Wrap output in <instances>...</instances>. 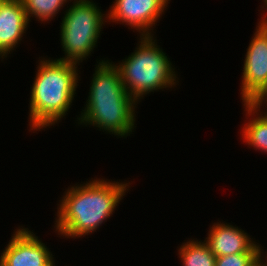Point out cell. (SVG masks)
Returning <instances> with one entry per match:
<instances>
[{"instance_id": "1", "label": "cell", "mask_w": 267, "mask_h": 266, "mask_svg": "<svg viewBox=\"0 0 267 266\" xmlns=\"http://www.w3.org/2000/svg\"><path fill=\"white\" fill-rule=\"evenodd\" d=\"M129 183L94 179L68 188L58 205L56 230L65 238L93 233L122 200Z\"/></svg>"}, {"instance_id": "2", "label": "cell", "mask_w": 267, "mask_h": 266, "mask_svg": "<svg viewBox=\"0 0 267 266\" xmlns=\"http://www.w3.org/2000/svg\"><path fill=\"white\" fill-rule=\"evenodd\" d=\"M42 59L30 92L29 125L33 131L55 125L67 114L79 83L77 64Z\"/></svg>"}, {"instance_id": "3", "label": "cell", "mask_w": 267, "mask_h": 266, "mask_svg": "<svg viewBox=\"0 0 267 266\" xmlns=\"http://www.w3.org/2000/svg\"><path fill=\"white\" fill-rule=\"evenodd\" d=\"M140 43L129 57L115 66L126 91L137 102L143 95L176 86L175 68L153 36H140Z\"/></svg>"}, {"instance_id": "4", "label": "cell", "mask_w": 267, "mask_h": 266, "mask_svg": "<svg viewBox=\"0 0 267 266\" xmlns=\"http://www.w3.org/2000/svg\"><path fill=\"white\" fill-rule=\"evenodd\" d=\"M101 11L92 0L74 1L73 5L65 11L66 14L60 25V37L66 56L58 60L79 65L91 55L90 53L97 46L104 22H107L105 20L108 16Z\"/></svg>"}, {"instance_id": "5", "label": "cell", "mask_w": 267, "mask_h": 266, "mask_svg": "<svg viewBox=\"0 0 267 266\" xmlns=\"http://www.w3.org/2000/svg\"><path fill=\"white\" fill-rule=\"evenodd\" d=\"M267 14L261 17L245 55L241 99L252 103L267 87Z\"/></svg>"}, {"instance_id": "6", "label": "cell", "mask_w": 267, "mask_h": 266, "mask_svg": "<svg viewBox=\"0 0 267 266\" xmlns=\"http://www.w3.org/2000/svg\"><path fill=\"white\" fill-rule=\"evenodd\" d=\"M136 103L86 104L79 124L93 125L105 132L126 137L135 128Z\"/></svg>"}, {"instance_id": "7", "label": "cell", "mask_w": 267, "mask_h": 266, "mask_svg": "<svg viewBox=\"0 0 267 266\" xmlns=\"http://www.w3.org/2000/svg\"><path fill=\"white\" fill-rule=\"evenodd\" d=\"M168 1L170 0H115L106 14L107 19L125 23L131 29H136L141 36H153L152 27L165 12Z\"/></svg>"}, {"instance_id": "8", "label": "cell", "mask_w": 267, "mask_h": 266, "mask_svg": "<svg viewBox=\"0 0 267 266\" xmlns=\"http://www.w3.org/2000/svg\"><path fill=\"white\" fill-rule=\"evenodd\" d=\"M0 256V266H55L53 255L28 228H19Z\"/></svg>"}, {"instance_id": "9", "label": "cell", "mask_w": 267, "mask_h": 266, "mask_svg": "<svg viewBox=\"0 0 267 266\" xmlns=\"http://www.w3.org/2000/svg\"><path fill=\"white\" fill-rule=\"evenodd\" d=\"M109 60L96 65L86 104L138 103L126 91L120 71Z\"/></svg>"}, {"instance_id": "10", "label": "cell", "mask_w": 267, "mask_h": 266, "mask_svg": "<svg viewBox=\"0 0 267 266\" xmlns=\"http://www.w3.org/2000/svg\"><path fill=\"white\" fill-rule=\"evenodd\" d=\"M207 240H204L211 252L216 256H226L236 253H260V245L244 230L217 222L210 227Z\"/></svg>"}, {"instance_id": "11", "label": "cell", "mask_w": 267, "mask_h": 266, "mask_svg": "<svg viewBox=\"0 0 267 266\" xmlns=\"http://www.w3.org/2000/svg\"><path fill=\"white\" fill-rule=\"evenodd\" d=\"M29 20L21 0L0 1V58L10 54L25 36Z\"/></svg>"}, {"instance_id": "12", "label": "cell", "mask_w": 267, "mask_h": 266, "mask_svg": "<svg viewBox=\"0 0 267 266\" xmlns=\"http://www.w3.org/2000/svg\"><path fill=\"white\" fill-rule=\"evenodd\" d=\"M243 105L245 106L246 116L250 117L252 115V120L250 119L249 122H246L247 124H243V134H241L244 139L243 142L254 147L253 149L267 152V117L261 113L259 114L260 109H257L253 104L244 103Z\"/></svg>"}, {"instance_id": "13", "label": "cell", "mask_w": 267, "mask_h": 266, "mask_svg": "<svg viewBox=\"0 0 267 266\" xmlns=\"http://www.w3.org/2000/svg\"><path fill=\"white\" fill-rule=\"evenodd\" d=\"M182 266H216V256L205 241L189 240L179 249Z\"/></svg>"}, {"instance_id": "14", "label": "cell", "mask_w": 267, "mask_h": 266, "mask_svg": "<svg viewBox=\"0 0 267 266\" xmlns=\"http://www.w3.org/2000/svg\"><path fill=\"white\" fill-rule=\"evenodd\" d=\"M27 19L34 17L41 22L49 21L64 7L68 0H21Z\"/></svg>"}, {"instance_id": "15", "label": "cell", "mask_w": 267, "mask_h": 266, "mask_svg": "<svg viewBox=\"0 0 267 266\" xmlns=\"http://www.w3.org/2000/svg\"><path fill=\"white\" fill-rule=\"evenodd\" d=\"M260 260V253H236L216 257V266H254Z\"/></svg>"}, {"instance_id": "16", "label": "cell", "mask_w": 267, "mask_h": 266, "mask_svg": "<svg viewBox=\"0 0 267 266\" xmlns=\"http://www.w3.org/2000/svg\"><path fill=\"white\" fill-rule=\"evenodd\" d=\"M267 102V87L262 91V93L257 96L251 104H253L257 109H260L262 104H266ZM267 106V104H266ZM267 117V112L263 113Z\"/></svg>"}, {"instance_id": "17", "label": "cell", "mask_w": 267, "mask_h": 266, "mask_svg": "<svg viewBox=\"0 0 267 266\" xmlns=\"http://www.w3.org/2000/svg\"><path fill=\"white\" fill-rule=\"evenodd\" d=\"M262 250H263V249H262V247L260 246V261H262V263H263L264 266H267V260H266L267 255H266V258H265V256L262 254V253H263ZM266 254H267V252H266ZM261 255L263 256V258H265V260L262 258ZM264 261H266V262H264Z\"/></svg>"}, {"instance_id": "18", "label": "cell", "mask_w": 267, "mask_h": 266, "mask_svg": "<svg viewBox=\"0 0 267 266\" xmlns=\"http://www.w3.org/2000/svg\"><path fill=\"white\" fill-rule=\"evenodd\" d=\"M254 266H264V265H263L262 261L259 260Z\"/></svg>"}, {"instance_id": "19", "label": "cell", "mask_w": 267, "mask_h": 266, "mask_svg": "<svg viewBox=\"0 0 267 266\" xmlns=\"http://www.w3.org/2000/svg\"><path fill=\"white\" fill-rule=\"evenodd\" d=\"M264 1V5L266 7V10H267V0H263Z\"/></svg>"}]
</instances>
